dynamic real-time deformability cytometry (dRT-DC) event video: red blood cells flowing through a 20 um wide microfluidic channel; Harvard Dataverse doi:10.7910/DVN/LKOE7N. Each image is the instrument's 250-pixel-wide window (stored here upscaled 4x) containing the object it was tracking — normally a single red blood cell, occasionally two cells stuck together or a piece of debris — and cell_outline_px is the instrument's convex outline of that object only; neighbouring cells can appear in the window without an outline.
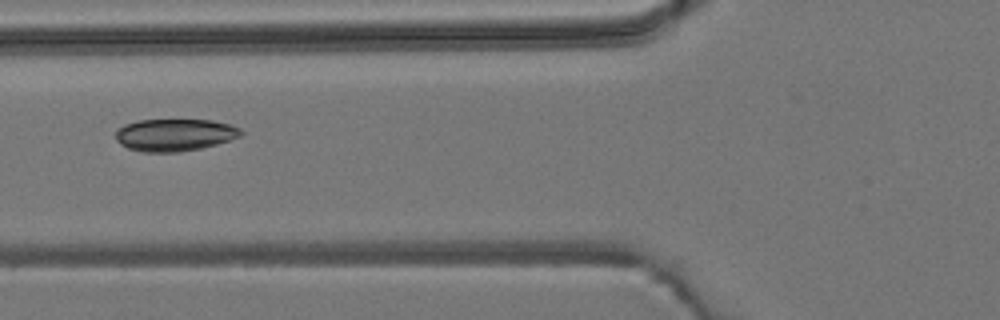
{"species": "common noctule bat (a hibernating species)", "species_latin": "Nyctalus noctula", "temperature_condition": "room temperature", "stored_images_in_passage": 7, "camera_frame_rate_fps": 3000, "um_per_image_px": 0.085, "animal": {"sex": "male", "body_mass_g": 19.2, "forearm_length_mm": 51.8}, "frame": {"image": 1, "passage_image": 5, "time_ms": 5.333, "image_size_px": [1000, 320], "cell_outline_px": [[244, 132], [240, 136], [216, 144], [200, 148], [180, 152], [144, 152], [128, 148], [120, 144], [116, 140], [116, 128], [124, 124], [140, 120], [212, 120], [228, 124], [240, 128]], "centroid_in_image_um": [14.82, 11.46], "position_along_channel_um": 111.0, "area_um2": 23.52}}
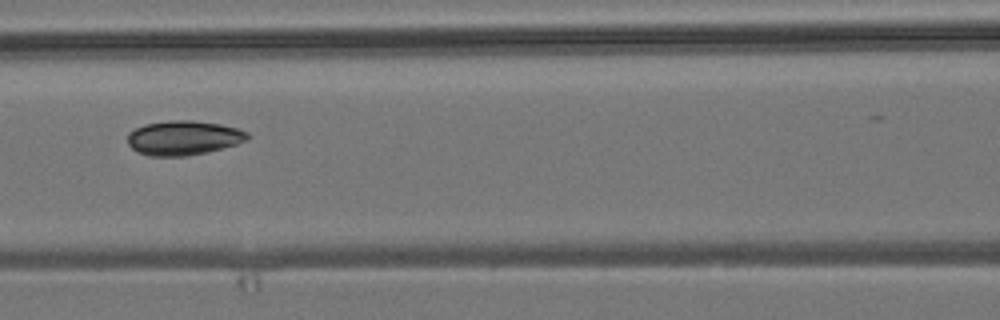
{"frame": {"image": 2, "passage_image": 6, "time_ms": 6.333, "image_size_px": [1000, 320], "cell_outline_px": [[252, 136], [248, 140], [236, 144], [208, 152], [184, 156], [148, 156], [136, 152], [128, 144], [128, 132], [144, 124], [168, 120], [192, 120], [220, 124], [236, 128], [248, 132]], "centroid_in_image_um": [15.59, 11.72], "position_along_channel_um": 151.0, "area_um2": 24.28}}